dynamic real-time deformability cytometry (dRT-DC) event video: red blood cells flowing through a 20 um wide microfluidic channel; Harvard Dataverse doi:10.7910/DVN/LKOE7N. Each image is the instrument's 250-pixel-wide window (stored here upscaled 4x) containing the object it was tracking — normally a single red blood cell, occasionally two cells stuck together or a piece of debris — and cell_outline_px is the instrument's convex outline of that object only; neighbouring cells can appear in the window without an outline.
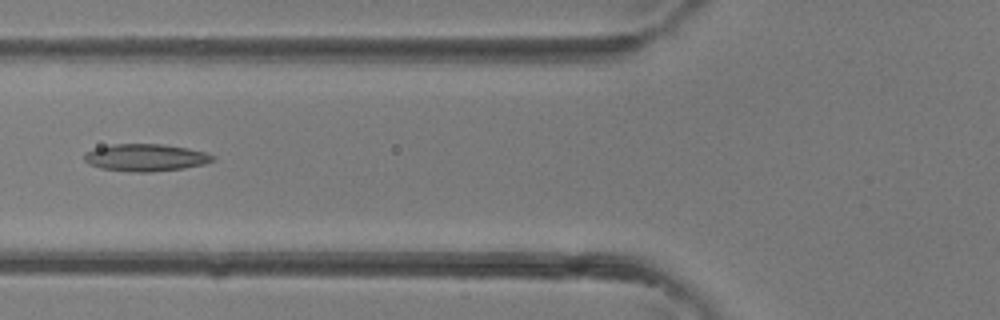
{"species": "common noctule bat (a hibernating species)", "species_latin": "Nyctalus noctula", "temperature_condition": "room temperature", "stored_images_in_passage": 3, "camera_frame_rate_fps": 3000, "um_per_image_px": 0.085, "animal": {"sex": "female"}, "frame": {"image": 1, "passage_image": 3, "time_ms": 0.667, "image_size_px": [1000, 320], "cell_outline_px": [[216, 160], [204, 164], [184, 168], [152, 172], [132, 172], [100, 168], [88, 164], [84, 160], [84, 152], [96, 148], [112, 144], [160, 144], [188, 148], [204, 152], [216, 156]], "centroid_in_image_um": [12.38, 13.4], "position_along_channel_um": 113.4, "area_um2": 20.52}}